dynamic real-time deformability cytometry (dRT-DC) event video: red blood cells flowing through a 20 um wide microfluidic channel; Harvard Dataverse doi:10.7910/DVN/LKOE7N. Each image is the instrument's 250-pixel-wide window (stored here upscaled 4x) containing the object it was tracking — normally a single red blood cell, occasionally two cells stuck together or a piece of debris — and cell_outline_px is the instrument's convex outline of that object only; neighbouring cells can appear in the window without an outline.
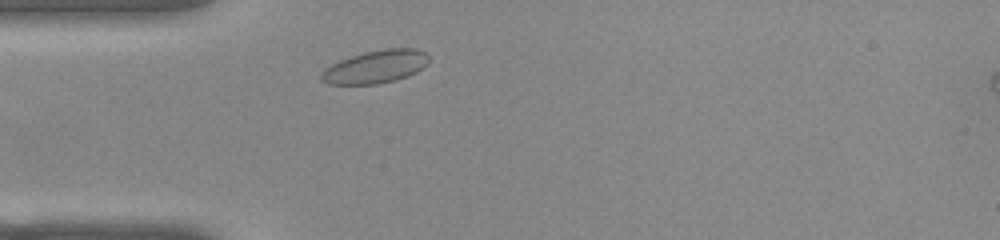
{"species": "common noctule bat (a hibernating species)", "species_latin": "Nyctalus noctula", "temperature_condition": "warm", "stored_images_in_passage": 35, "camera_frame_rate_fps": 3000, "um_per_image_px": 0.085, "animal": {"sex": "female", "body_mass_g": 22.0, "forearm_length_mm": 56.7}, "frame": {"image": 1, "passage_image": 4, "time_ms": 1.0, "image_size_px": [1000, 240], "cell_outline_px": [[428, 64], [416, 72], [392, 80], [376, 84], [328, 84], [320, 80], [320, 72], [324, 68], [340, 60], [364, 52], [384, 48], [416, 48], [424, 52], [428, 56]], "centroid_in_image_um": [31.89, 5.66], "position_along_channel_um": 53.1, "area_um2": 20.52}}
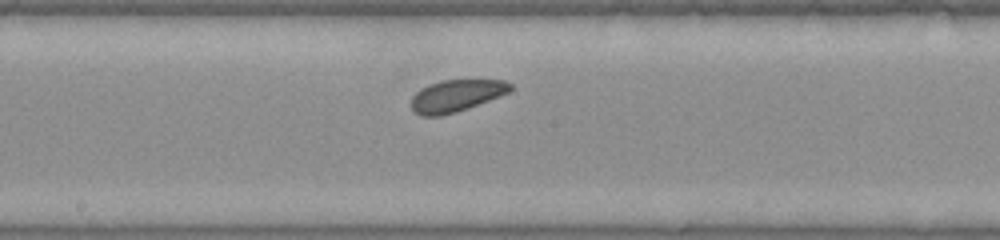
{"frame": {"image": 2, "passage_image": 17, "time_ms": 5.333, "image_size_px": [1000, 240], "cell_outline_px": [[512, 88], [508, 92], [488, 100], [440, 116], [420, 116], [412, 112], [412, 96], [420, 88], [428, 84], [440, 80], [504, 80], [512, 84]], "centroid_in_image_um": [38.71, 8.12], "position_along_channel_um": 209.5, "area_um2": 18.15}}
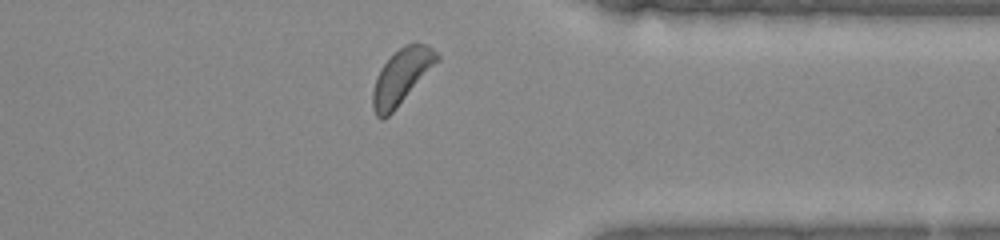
{"frame": {"image": 3, "passage_image": 31, "time_ms": 10.0, "image_size_px": [1000, 240], "cell_outline_px": [[440, 60], [396, 108], [384, 120], [380, 120], [376, 116], [372, 108], [372, 92], [380, 68], [404, 44], [428, 44], [440, 56]], "centroid_in_image_um": [34.13, 6.53], "position_along_channel_um": 377.3, "area_um2": 20.4}}